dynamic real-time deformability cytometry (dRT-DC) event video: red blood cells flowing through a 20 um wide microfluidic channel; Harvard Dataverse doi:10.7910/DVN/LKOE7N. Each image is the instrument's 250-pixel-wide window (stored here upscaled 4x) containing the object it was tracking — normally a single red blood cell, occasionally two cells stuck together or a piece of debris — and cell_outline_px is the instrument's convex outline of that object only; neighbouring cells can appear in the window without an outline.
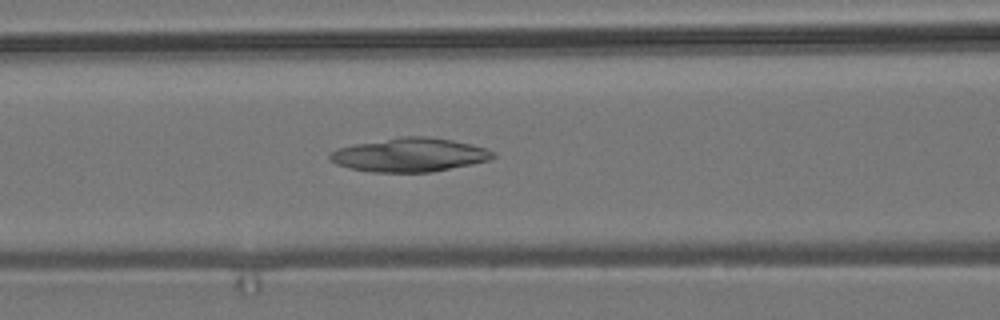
{"species": "common noctule bat (a hibernating species)", "species_latin": "Nyctalus noctula", "temperature_condition": "room temperature", "stored_images_in_passage": 36, "camera_frame_rate_fps": 3000, "um_per_image_px": 0.085, "animal": {"sex": "male", "body_mass_g": 19.2, "forearm_length_mm": 51.8}, "frame": {"image": 1, "passage_image": 22, "time_ms": 7.0, "image_size_px": [1000, 320], "cell_outline_px": [[496, 156], [488, 160], [472, 164], [432, 172], [372, 172], [348, 168], [336, 164], [328, 156], [332, 152], [340, 148], [356, 144], [400, 136], [428, 136], [452, 140], [472, 144], [496, 152]], "centroid_in_image_um": [34.85, 13.16], "position_along_channel_um": 131.7, "area_um2": 31.96}}
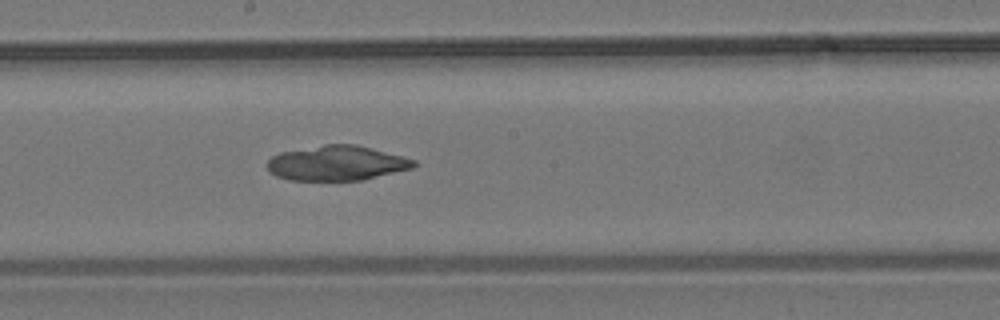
{"frame": {"image": 2, "passage_image": 29, "time_ms": 9.333, "image_size_px": [1000, 320], "cell_outline_px": [[420, 164], [412, 168], [364, 180], [292, 180], [276, 176], [268, 168], [268, 160], [272, 156], [280, 152], [324, 144], [356, 144], [372, 148], [416, 160]], "centroid_in_image_um": [28.66, 13.86], "position_along_channel_um": 219.5, "area_um2": 29.77}}
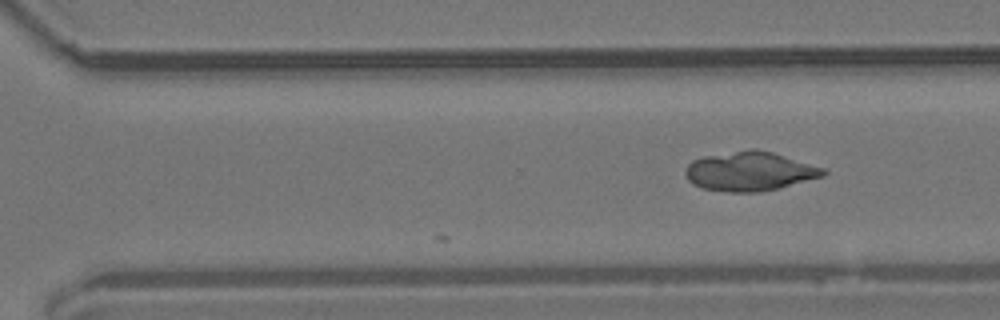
{"frame": {"image": 3, "passage_image": 36, "time_ms": 11.667, "image_size_px": [1000, 320], "cell_outline_px": [[828, 172], [824, 176], [780, 188], [760, 192], [724, 192], [704, 188], [692, 184], [688, 180], [684, 172], [688, 164], [692, 160], [704, 156], [748, 148], [756, 148], [772, 152], [824, 168]], "centroid_in_image_um": [63.71, 14.56], "position_along_channel_um": 306.9, "area_um2": 31.73}}